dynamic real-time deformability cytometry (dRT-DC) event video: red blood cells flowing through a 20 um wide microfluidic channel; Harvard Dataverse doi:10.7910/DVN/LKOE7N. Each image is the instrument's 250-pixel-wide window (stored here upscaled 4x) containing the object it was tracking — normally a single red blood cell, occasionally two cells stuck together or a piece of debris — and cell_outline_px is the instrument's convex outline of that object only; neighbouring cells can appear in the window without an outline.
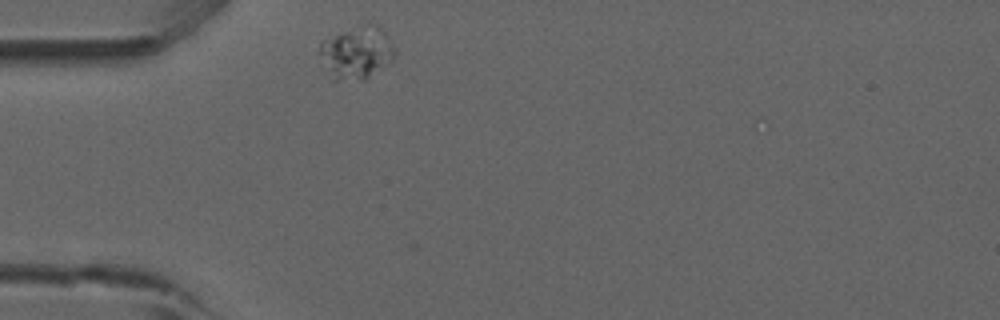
{"species": "common noctule bat (a hibernating species)", "species_latin": "Nyctalus noctula", "temperature_condition": "room temperature", "stored_images_in_passage": 32, "camera_frame_rate_fps": 3000, "um_per_image_px": 0.085, "animal": {"sex": "male", "forearm_length_mm": 52.5}, "frame": {"image": 1, "passage_image": 1, "time_ms": 0.0, "image_size_px": [1000, 320], "cell_outline_px": [[396, 56], [388, 64], [368, 80], [332, 80], [320, 52], [320, 40], [364, 24], [376, 24], [384, 32], [392, 44], [396, 52]], "centroid_in_image_um": [30.35, 4.5], "position_along_channel_um": 54.6, "area_um2": 22.95}}
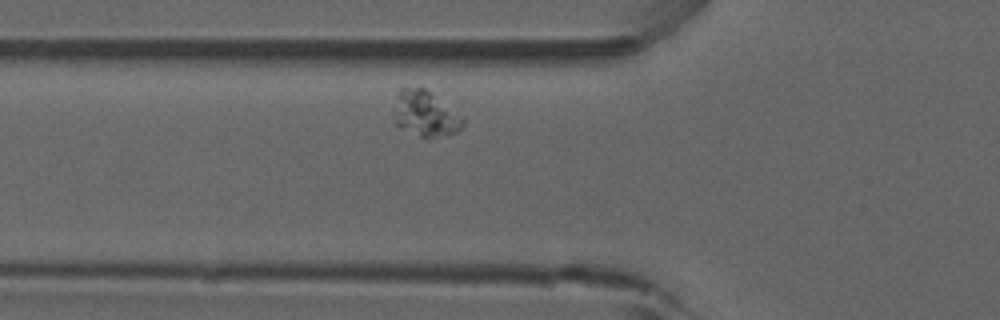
{"frame": {"image": 2, "passage_image": 5, "time_ms": 1.333, "image_size_px": [1000, 320], "cell_outline_px": [[464, 124], [456, 132], [448, 136], [428, 140], [396, 124], [392, 112], [392, 108], [396, 92], [404, 84], [424, 88], [464, 116]], "centroid_in_image_um": [36.12, 9.64], "position_along_channel_um": 89.7, "area_um2": 19.13}}
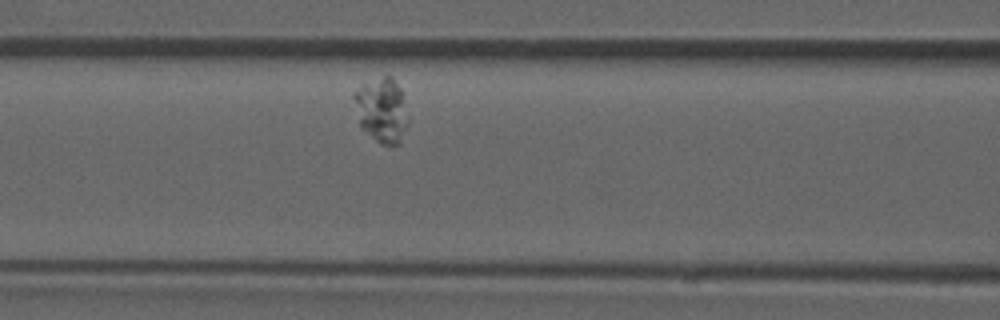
{"frame": {"image": 3, "passage_image": 9, "time_ms": 2.667, "image_size_px": [1000, 320], "cell_outline_px": [[408, 124], [400, 144], [380, 144], [360, 128], [352, 96], [352, 92], [360, 84], [384, 76], [392, 76], [400, 88], [408, 116]], "centroid_in_image_um": [32.42, 9.36], "position_along_channel_um": 134.2, "area_um2": 20.69}}